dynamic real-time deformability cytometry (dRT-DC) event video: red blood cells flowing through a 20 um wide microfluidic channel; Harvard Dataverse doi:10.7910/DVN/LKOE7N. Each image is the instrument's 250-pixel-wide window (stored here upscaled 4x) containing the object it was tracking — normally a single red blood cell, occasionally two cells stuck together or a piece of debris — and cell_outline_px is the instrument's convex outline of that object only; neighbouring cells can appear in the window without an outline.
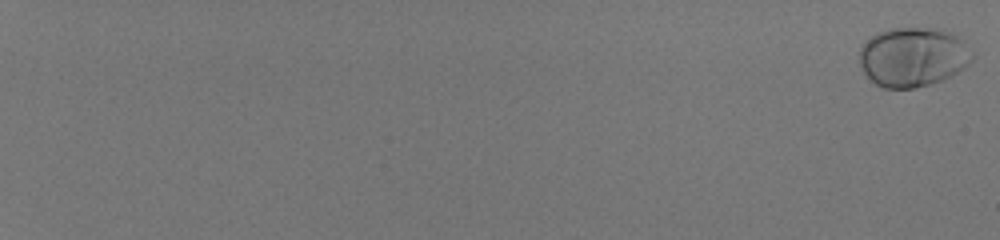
{"species": "human", "species_latin": "Homo sapiens", "temperature_condition": "room temperature", "stored_images_in_passage": 58, "camera_frame_rate_fps": 3000, "um_per_image_px": 0.085, "donor": {"sex": "male"}, "frame": {"image": 1, "passage_image": 1, "time_ms": 0.0, "image_size_px": [1000, 240], "cell_outline_px": [[976, 56], [964, 68], [940, 80], [916, 88], [884, 88], [876, 84], [864, 72], [860, 64], [860, 44], [872, 36], [888, 28], [940, 28], [964, 40], [976, 52]], "centroid_in_image_um": [77.63, 4.82], "position_along_channel_um": 7.4, "area_um2": 39.25}}
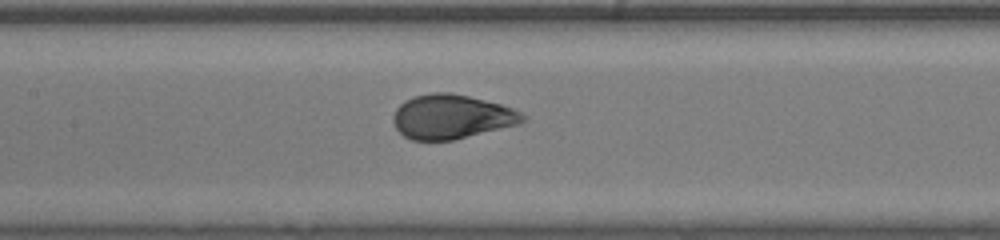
{"frame": {"image": 2, "passage_image": 35, "time_ms": 11.333, "image_size_px": [1000, 240], "cell_outline_px": [[528, 116], [520, 124], [452, 140], [412, 140], [404, 136], [396, 128], [392, 120], [392, 116], [396, 108], [404, 100], [412, 96], [432, 92], [448, 92], [468, 96], [500, 104], [512, 108]], "centroid_in_image_um": [38.36, 9.91], "position_along_channel_um": 169.0, "area_um2": 33.47}}
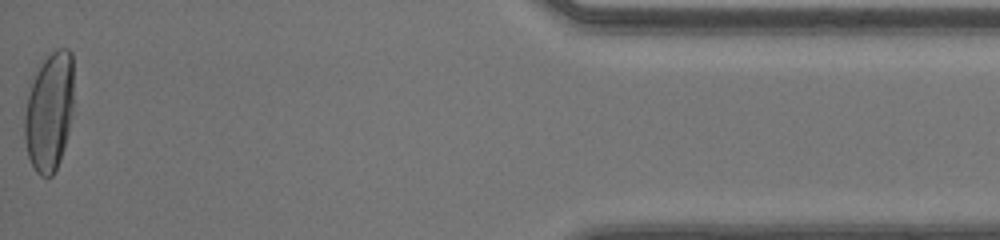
{"frame": {"image": 3, "passage_image": 58, "time_ms": 19.0, "image_size_px": [1000, 240], "cell_outline_px": [[76, 112], [60, 160], [52, 176], [40, 176], [36, 172], [28, 156], [24, 136], [24, 116], [28, 96], [36, 72], [44, 60], [56, 48], [68, 48], [72, 52]], "centroid_in_image_um": [4.26, 9.47], "position_along_channel_um": 430.9, "area_um2": 35.03}, "authors_computed_cell_mechanics": {"area_um2": 34.6511, "velocity_mm_per_s": 4.1171, "shape_relaxation_time_tau1_ms": 2.9332, "shape_relaxation_time_tau2_ms": null, "deformation_change_tau1": 0.1728, "deformation_change_tau2": null}}